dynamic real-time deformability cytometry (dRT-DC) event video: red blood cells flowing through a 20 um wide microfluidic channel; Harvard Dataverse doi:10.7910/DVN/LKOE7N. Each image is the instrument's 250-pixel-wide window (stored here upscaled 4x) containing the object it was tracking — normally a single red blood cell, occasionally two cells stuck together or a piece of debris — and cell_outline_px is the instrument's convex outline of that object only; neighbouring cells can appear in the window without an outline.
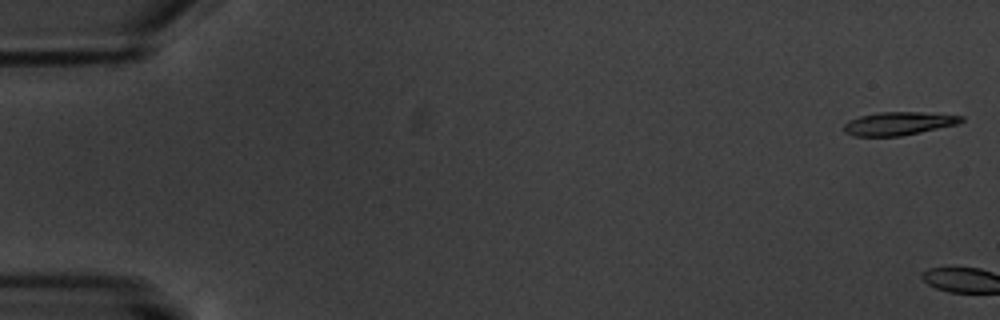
{"species": "common noctule bat (a hibernating species)", "species_latin": "Nyctalus noctula", "temperature_condition": "warm", "stored_images_in_passage": 6, "camera_frame_rate_fps": 3000, "um_per_image_px": 0.085, "animal": {"sex": "male", "body_mass_g": 20.1, "forearm_length_mm": 53.5}, "frame": {"image": 1, "passage_image": 1, "time_ms": 0.0, "image_size_px": [1000, 320], "cell_outline_px": [[964, 120], [960, 124], [900, 136], [852, 136], [844, 132], [844, 124], [848, 120], [860, 116], [880, 112], [920, 112], [964, 116]], "centroid_in_image_um": [76.39, 10.5], "position_along_channel_um": 8.6, "area_um2": 15.95}}
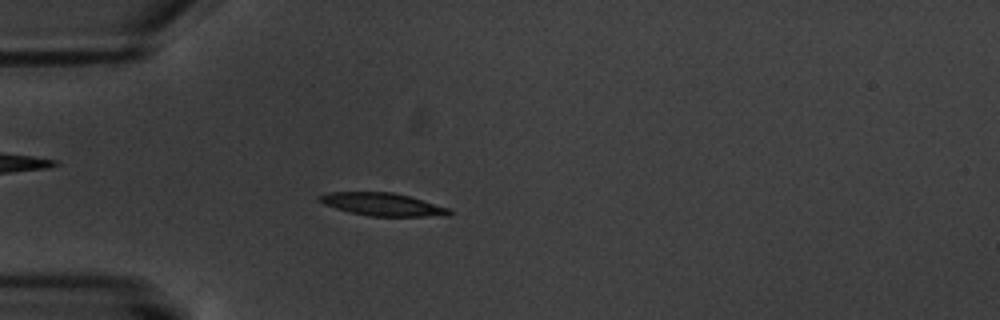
{"frame": {"image": 2, "passage_image": 6, "time_ms": 6.667, "image_size_px": [1000, 320], "cell_outline_px": [[452, 212], [448, 216], [368, 216], [348, 212], [324, 204], [316, 200], [316, 196], [328, 192], [392, 192], [408, 196], [448, 208]], "centroid_in_image_um": [32.44, 17.37], "position_along_channel_um": 52.6, "area_um2": 17.22}}